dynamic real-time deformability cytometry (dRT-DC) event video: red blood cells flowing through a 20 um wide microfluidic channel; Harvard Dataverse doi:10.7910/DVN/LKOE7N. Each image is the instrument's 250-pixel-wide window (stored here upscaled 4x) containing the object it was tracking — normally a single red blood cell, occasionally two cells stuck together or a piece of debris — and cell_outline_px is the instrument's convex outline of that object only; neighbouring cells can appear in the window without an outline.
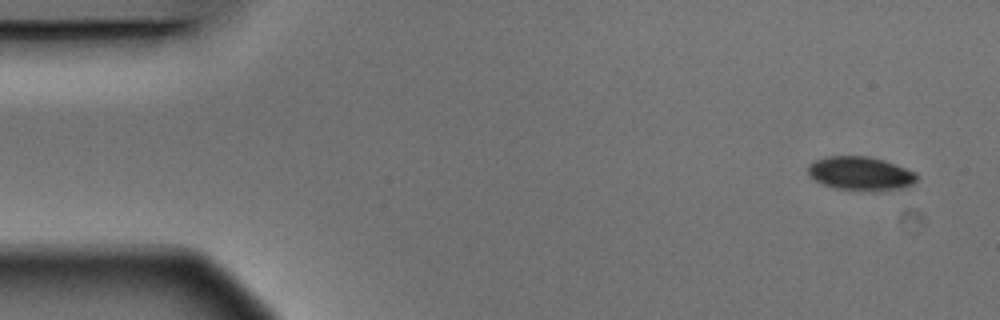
{"species": "Egyptian fruit bat (a non-hibernating species)", "species_latin": "Rousettus aegyptiacus", "temperature_condition": "warm", "stored_images_in_passage": 8, "camera_frame_rate_fps": 3000, "um_per_image_px": 0.085, "animal": {"sex": "male"}, "frame": {"image": 1, "passage_image": 1, "time_ms": 0.0, "image_size_px": [1000, 320], "cell_outline_px": [[916, 180], [912, 184], [900, 188], [872, 192], [860, 192], [832, 188], [808, 176], [808, 164], [816, 160], [828, 156], [868, 156], [884, 160], [896, 164], [916, 172]], "centroid_in_image_um": [73.13, 14.76], "position_along_channel_um": 11.9, "area_um2": 21.73}}
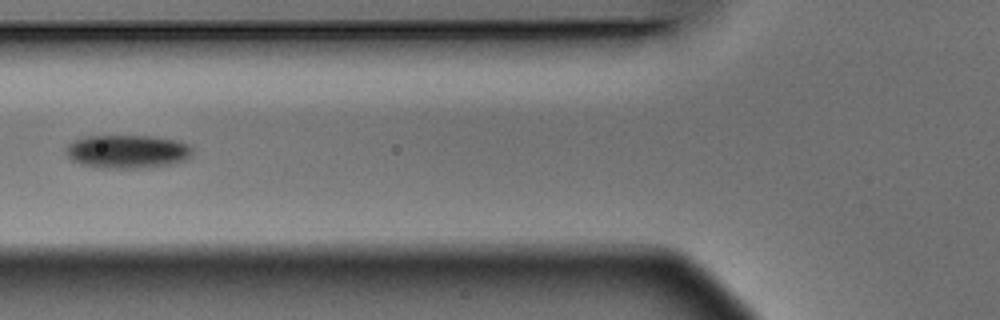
{"frame": {"image": 2, "passage_image": 6, "time_ms": 1.667, "image_size_px": [1000, 320], "cell_outline_px": [[192, 152], [184, 160], [168, 164], [136, 168], [100, 168], [80, 164], [72, 160], [64, 152], [64, 148], [72, 140], [84, 136], [152, 136], [180, 140], [188, 144], [192, 148]], "centroid_in_image_um": [10.76, 12.86], "position_along_channel_um": 115.0, "area_um2": 24.74}}
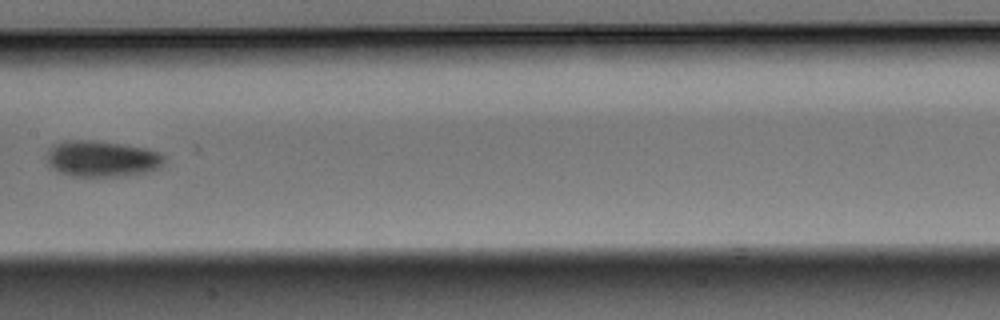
{"frame": {"image": 3, "passage_image": 8, "time_ms": 2.333, "image_size_px": [1000, 320], "cell_outline_px": [[164, 160], [160, 168], [148, 172], [128, 176], [72, 176], [56, 172], [48, 164], [48, 148], [52, 144], [64, 140], [92, 140], [148, 148], [160, 152], [164, 156]], "centroid_in_image_um": [8.66, 13.49], "position_along_channel_um": 198.7, "area_um2": 25.09}}